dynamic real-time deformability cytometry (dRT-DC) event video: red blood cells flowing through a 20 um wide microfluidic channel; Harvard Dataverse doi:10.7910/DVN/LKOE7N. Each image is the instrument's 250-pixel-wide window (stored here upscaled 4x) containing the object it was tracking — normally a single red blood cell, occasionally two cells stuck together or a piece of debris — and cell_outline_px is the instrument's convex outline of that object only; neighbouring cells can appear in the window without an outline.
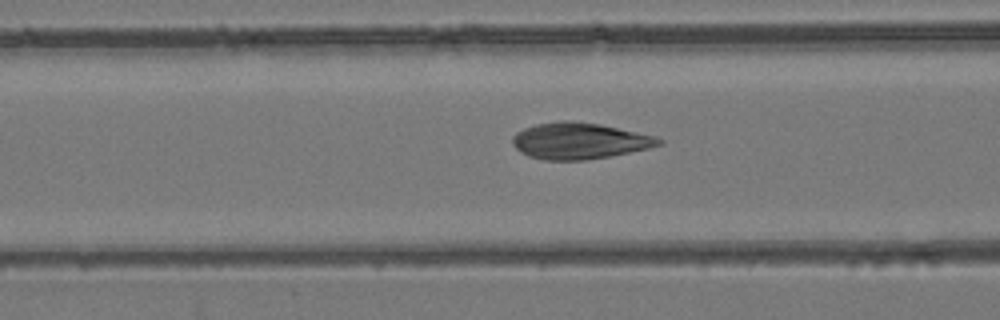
{"species": "common noctule bat (a hibernating species)", "species_latin": "Nyctalus noctula", "temperature_condition": "room temperature", "stored_images_in_passage": 34, "camera_frame_rate_fps": 3000, "um_per_image_px": 0.085, "animal": {"sex": "female", "body_mass_g": 24.6, "forearm_length_mm": 56.2}, "frame": {"image": 1, "passage_image": 6, "time_ms": 1.667, "image_size_px": [1000, 320], "cell_outline_px": [[664, 144], [648, 148], [588, 160], [544, 160], [528, 156], [520, 152], [512, 144], [512, 136], [516, 132], [524, 128], [536, 124], [560, 120], [572, 120], [600, 124], [656, 136], [664, 140]], "centroid_in_image_um": [49.23, 11.97], "position_along_channel_um": 117.4, "area_um2": 31.1}}
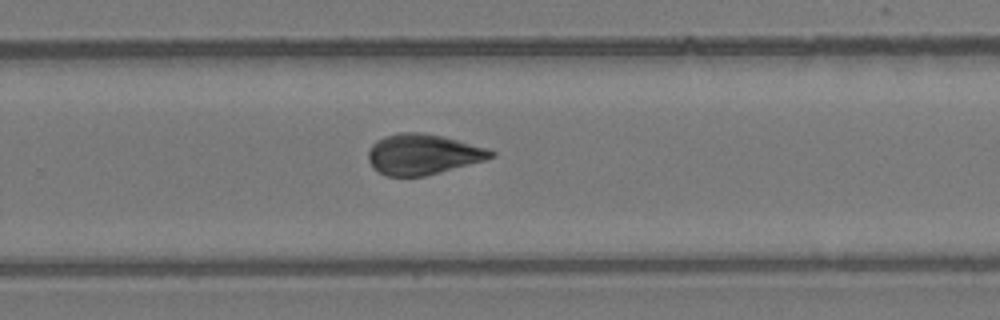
{"frame": {"image": 2, "passage_image": 18, "time_ms": 5.667, "image_size_px": [1000, 320], "cell_outline_px": [[496, 156], [484, 160], [440, 172], [424, 176], [388, 176], [380, 172], [368, 160], [368, 152], [372, 144], [376, 140], [384, 136], [400, 132], [424, 132], [444, 136], [488, 148], [496, 152]], "centroid_in_image_um": [35.97, 13.09], "position_along_channel_um": 293.8, "area_um2": 28.9}}
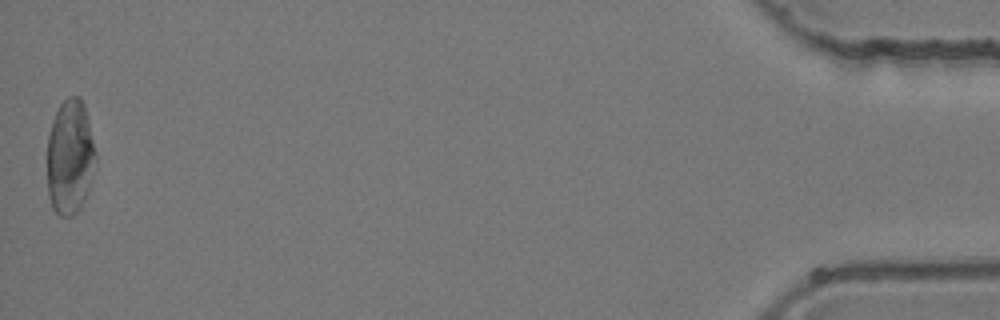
{"frame": {"image": 3, "passage_image": 34, "time_ms": 11.0, "image_size_px": [1000, 320], "cell_outline_px": [[96, 160], [88, 192], [80, 208], [72, 216], [60, 216], [52, 208], [48, 196], [48, 136], [52, 120], [60, 104], [68, 96], [80, 96], [84, 104], [96, 152]], "centroid_in_image_um": [5.95, 13.35], "position_along_channel_um": 429.2, "area_um2": 32.54}}